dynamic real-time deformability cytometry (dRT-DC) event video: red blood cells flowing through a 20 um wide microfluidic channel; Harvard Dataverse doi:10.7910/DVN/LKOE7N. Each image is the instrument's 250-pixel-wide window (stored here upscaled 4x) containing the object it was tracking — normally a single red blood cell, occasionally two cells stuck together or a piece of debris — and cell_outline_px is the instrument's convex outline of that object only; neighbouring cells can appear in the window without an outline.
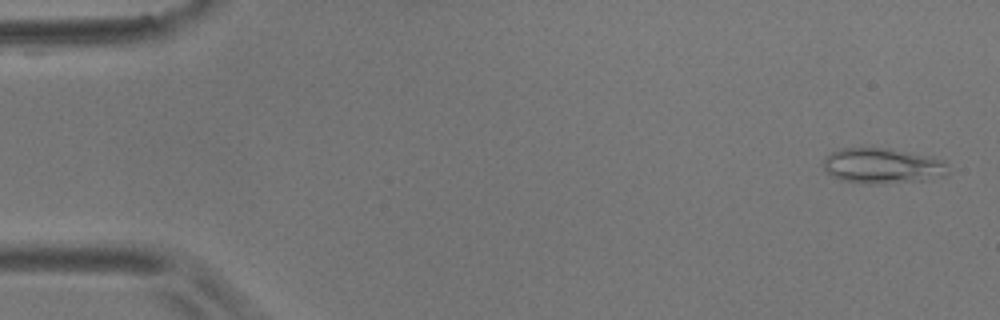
{"species": "common noctule bat (a hibernating species)", "species_latin": "Nyctalus noctula", "temperature_condition": "room temperature", "stored_images_in_passage": 56, "camera_frame_rate_fps": 3000, "um_per_image_px": 0.085, "animal": {"sex": "male", "body_mass_g": 17.9}, "frame": {"image": 1, "passage_image": 2, "time_ms": 0.333, "image_size_px": [1000, 320], "cell_outline_px": [[948, 176], [924, 180], [840, 180], [832, 176], [820, 164], [832, 152], [840, 148], [884, 148], [932, 156], [944, 160], [948, 164]], "centroid_in_image_um": [75.06, 14.03], "position_along_channel_um": 9.9, "area_um2": 24.62}}
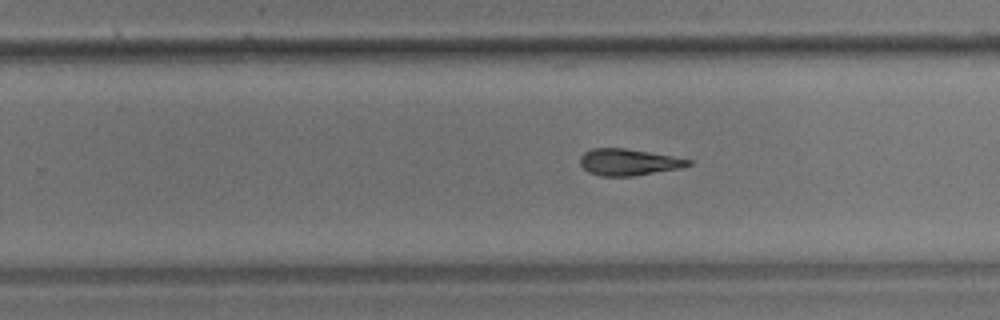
{"frame": {"image": 2, "passage_image": 35, "time_ms": 11.333, "image_size_px": [1000, 320], "cell_outline_px": [[692, 164], [680, 168], [632, 176], [600, 176], [588, 172], [580, 164], [580, 156], [584, 152], [592, 148], [624, 148], [672, 156], [692, 160]], "centroid_in_image_um": [53.39, 13.78], "position_along_channel_um": 276.4, "area_um2": 16.65}}
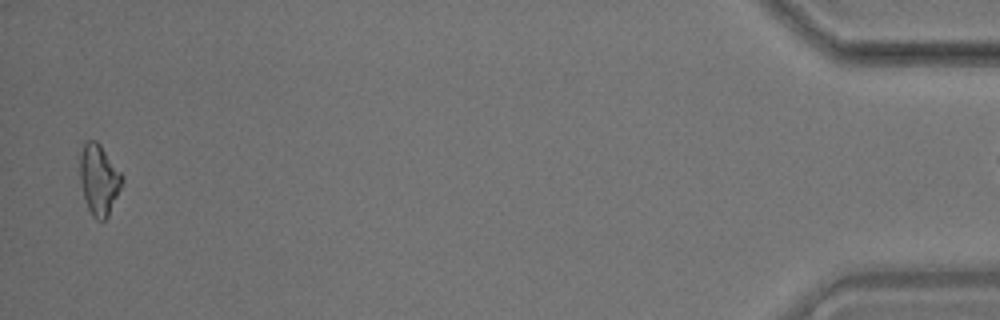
{"frame": {"image": 3, "passage_image": 55, "time_ms": 18.0, "image_size_px": [1000, 320], "cell_outline_px": [[124, 180], [108, 216], [104, 220], [96, 220], [92, 216], [84, 200], [80, 180], [80, 156], [84, 140], [96, 140], [100, 144], [124, 176]], "centroid_in_image_um": [8.41, 15.25], "position_along_channel_um": 426.8, "area_um2": 17.46}}